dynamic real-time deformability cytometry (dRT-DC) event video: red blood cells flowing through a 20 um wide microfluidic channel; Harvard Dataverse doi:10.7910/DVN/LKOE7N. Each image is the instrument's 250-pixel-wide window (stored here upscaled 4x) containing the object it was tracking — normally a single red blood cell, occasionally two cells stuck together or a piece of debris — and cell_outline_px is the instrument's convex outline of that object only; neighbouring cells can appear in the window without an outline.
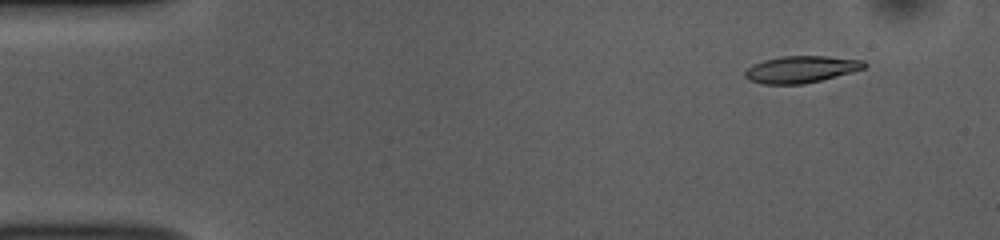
{"species": "common noctule bat (a hibernating species)", "species_latin": "Nyctalus noctula", "temperature_condition": "room temperature", "stored_images_in_passage": 52, "camera_frame_rate_fps": 3000, "um_per_image_px": 0.085, "animal": {"sex": "female", "body_mass_g": 10.0, "forearm_length_mm": 53.1}, "frame": {"image": 1, "passage_image": 5, "time_ms": 1.333, "image_size_px": [1000, 240], "cell_outline_px": [[868, 64], [864, 68], [820, 80], [804, 84], [760, 84], [748, 80], [744, 76], [744, 72], [752, 64], [764, 60], [780, 56], [828, 56], [864, 60]], "centroid_in_image_um": [68.05, 5.89], "position_along_channel_um": 17.0, "area_um2": 18.67}}
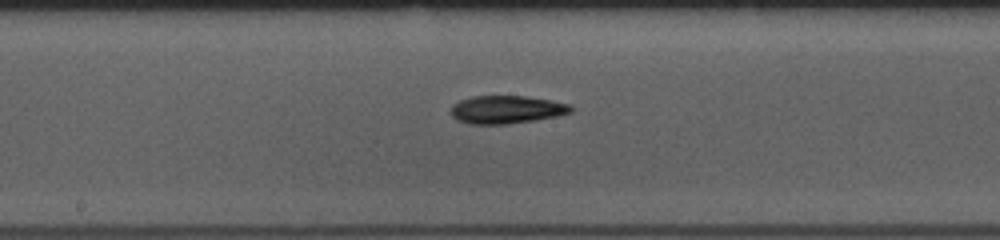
{"frame": {"image": 2, "passage_image": 27, "time_ms": 8.667, "image_size_px": [1000, 240], "cell_outline_px": [[576, 108], [572, 112], [556, 116], [536, 120], [508, 124], [468, 124], [456, 120], [448, 112], [452, 104], [460, 100], [472, 96], [524, 96], [572, 104]], "centroid_in_image_um": [43.03, 9.32], "position_along_channel_um": 205.2, "area_um2": 19.88}}
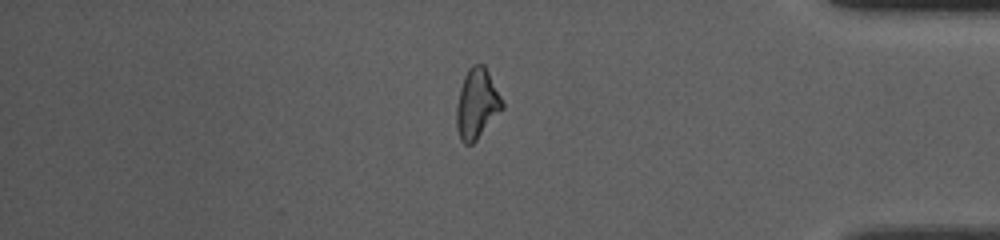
{"frame": {"image": 3, "passage_image": 44, "time_ms": 14.333, "image_size_px": [1000, 240], "cell_outline_px": [[504, 108], [476, 140], [472, 144], [464, 144], [460, 140], [456, 128], [456, 104], [460, 88], [464, 76], [468, 68], [472, 64], [484, 64], [504, 104]], "centroid_in_image_um": [40.51, 8.83], "position_along_channel_um": 394.7, "area_um2": 18.67}, "authors_computed_cell_mechanics": {"area_um2": 18.9295, "velocity_mm_per_s": 3.8509, "shape_relaxation_time_tau1_ms": 10.5078, "shape_relaxation_time_tau2_ms": null, "deformation_change_tau1": 0.2829, "deformation_change_tau2": null}}